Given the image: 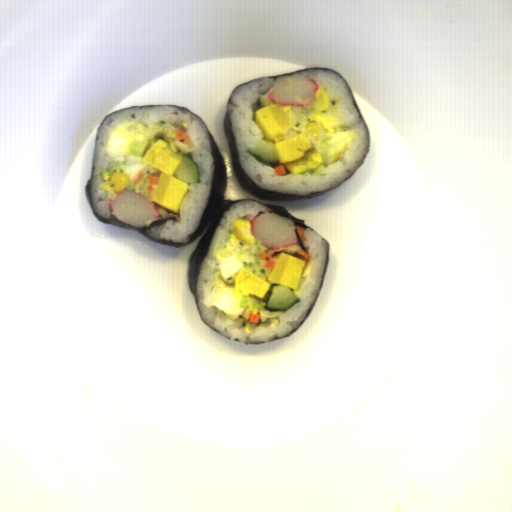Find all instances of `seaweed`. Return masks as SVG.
Instances as JSON below:
<instances>
[{
  "label": "seaweed",
  "instance_id": "ac131d1f",
  "mask_svg": "<svg viewBox=\"0 0 512 512\" xmlns=\"http://www.w3.org/2000/svg\"><path fill=\"white\" fill-rule=\"evenodd\" d=\"M311 70H328V71L335 72L341 78L344 77L339 71L334 70L332 68H325V67H308V68L298 69V70H294V71H290V72H286V73H282V74H278V75H274V76H268V77L272 78L273 81L275 82L277 77L295 76L304 71H311Z\"/></svg>",
  "mask_w": 512,
  "mask_h": 512
},
{
  "label": "seaweed",
  "instance_id": "45ffbabd",
  "mask_svg": "<svg viewBox=\"0 0 512 512\" xmlns=\"http://www.w3.org/2000/svg\"><path fill=\"white\" fill-rule=\"evenodd\" d=\"M230 99L227 101V105L222 118L223 133L228 149V154L232 166L233 173L239 182L243 191L249 195L263 201V202H295L308 200L315 197L323 196L331 190L324 192H312L311 194H284L276 190H266L257 185L250 176L245 172L239 157L236 137L232 128L231 116H230Z\"/></svg>",
  "mask_w": 512,
  "mask_h": 512
},
{
  "label": "seaweed",
  "instance_id": "1faa68ee",
  "mask_svg": "<svg viewBox=\"0 0 512 512\" xmlns=\"http://www.w3.org/2000/svg\"><path fill=\"white\" fill-rule=\"evenodd\" d=\"M207 130L209 141H210V147L211 152L213 155V162H214V173H213V181L209 193V197L207 199L206 205L204 207L203 213L201 215L200 221L194 231V233L188 237L186 243H176L172 240H157L152 238L148 234V230L152 227H158L160 225H163L167 221H178L175 216L172 217H164L158 220H155L152 222L149 226H143V227H134L132 225H129L118 218H116L113 213L111 216L107 219H104L100 217L97 212L93 208L91 195H90V187H91V181L92 177L88 179V181L85 184L84 189V195L86 198V201L89 205V208L91 210V213L93 217L103 223L108 224L112 226H117L121 228H125L128 230H132L134 232H137L144 237L150 239L153 242L160 243L163 245H167L170 247H181L184 245H187L198 238L201 237L195 248L192 250L189 259L187 261V269H186V278H187V284L188 288L190 290L191 296L194 300V303L196 307L199 309L198 304V295H197V284H198V276H199V270L202 262L205 260V258L208 255L209 248L212 242V239L214 237V234L221 222L222 216L224 212H229L231 206L234 204L241 202L243 200H249V199H224L225 193H226V187H227V167L225 159L211 133L210 130Z\"/></svg>",
  "mask_w": 512,
  "mask_h": 512
},
{
  "label": "seaweed",
  "instance_id": "7513b1e5",
  "mask_svg": "<svg viewBox=\"0 0 512 512\" xmlns=\"http://www.w3.org/2000/svg\"><path fill=\"white\" fill-rule=\"evenodd\" d=\"M253 201H256V200H253ZM256 202L261 203L262 205L266 206L267 208H269V209H270V210H272L273 212L277 213L278 215H281V216H284V217H286V218L292 219V220H293V222H294V229H295V232H296V234H297V235H298V237H299V243H297V244H298V246L300 247V249H301V250H305V251H307V252L309 253V251H308V249H307V246H306L305 241H302V240L300 239L299 233H298V231H297V227H298V226H299V227L304 228V230H305L306 228H311V227L309 226V224H308L306 221H304L303 219H299V218H297V217L293 216V215H292V214L287 210V208H286L285 206H281V205H277V204H273V203H262V202H260V201H256ZM311 229H312V228H311ZM312 230H313V229H312Z\"/></svg>",
  "mask_w": 512,
  "mask_h": 512
},
{
  "label": "seaweed",
  "instance_id": "6c50854a",
  "mask_svg": "<svg viewBox=\"0 0 512 512\" xmlns=\"http://www.w3.org/2000/svg\"><path fill=\"white\" fill-rule=\"evenodd\" d=\"M353 104H354V107L356 108V110L359 112L360 116L363 118V116H362V114H361V112H360V110H359L355 100H353Z\"/></svg>",
  "mask_w": 512,
  "mask_h": 512
}]
</instances>
